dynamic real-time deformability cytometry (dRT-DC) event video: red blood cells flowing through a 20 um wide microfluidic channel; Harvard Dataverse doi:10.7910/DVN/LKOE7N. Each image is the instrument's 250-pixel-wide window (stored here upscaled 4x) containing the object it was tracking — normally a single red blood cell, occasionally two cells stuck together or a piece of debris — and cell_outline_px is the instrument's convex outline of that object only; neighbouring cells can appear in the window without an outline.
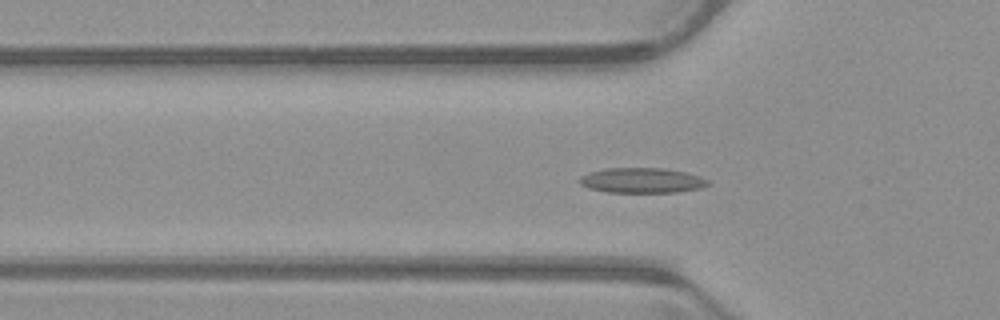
{"species": "common noctule bat (a hibernating species)", "species_latin": "Nyctalus noctula", "temperature_condition": "warm", "stored_images_in_passage": 53, "camera_frame_rate_fps": 3000, "um_per_image_px": 0.085, "animal": {"sex": "male", "body_mass_g": 23.1, "forearm_length_mm": 52.7}, "frame": {"image": 1, "passage_image": 17, "time_ms": 5.333, "image_size_px": [1000, 320], "cell_outline_px": [[712, 184], [700, 188], [676, 192], [608, 192], [588, 188], [580, 184], [576, 180], [580, 176], [588, 172], [604, 168], [664, 168], [684, 172], [700, 176], [708, 180]], "centroid_in_image_um": [54.52, 15.33], "position_along_channel_um": 71.3, "area_um2": 18.96}}
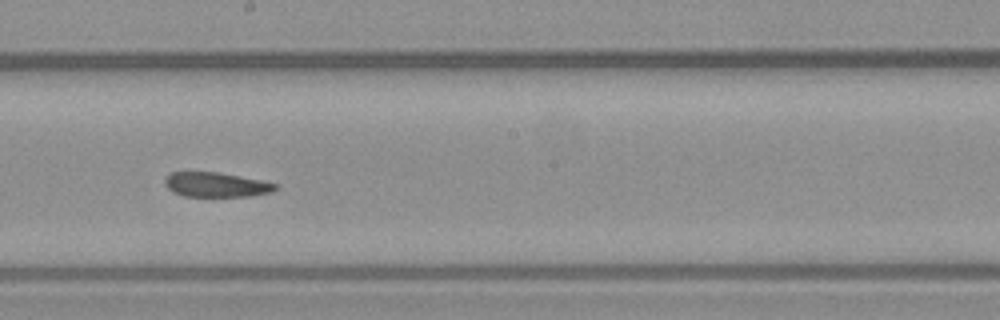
{"frame": {"image": 2, "passage_image": 29, "time_ms": 9.333, "image_size_px": [1000, 320], "cell_outline_px": [[280, 184], [272, 192], [252, 196], [184, 196], [172, 192], [164, 184], [164, 176], [172, 172], [220, 172]], "centroid_in_image_um": [18.36, 15.69], "position_along_channel_um": 229.8, "area_um2": 16.01}}
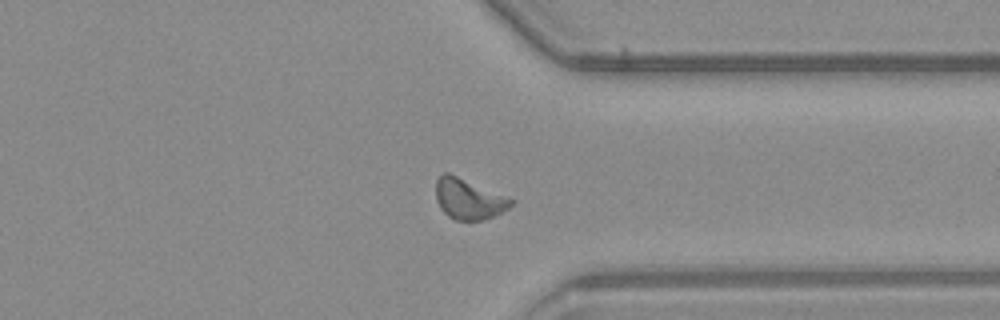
{"frame": {"image": 3, "passage_image": 40, "time_ms": 13.0, "image_size_px": [1000, 320], "cell_outline_px": [[516, 200], [508, 208], [492, 216], [480, 220], [456, 220], [448, 216], [440, 208], [436, 200], [436, 180], [444, 172], [448, 172]], "centroid_in_image_um": [39.81, 16.9], "position_along_channel_um": 371.6, "area_um2": 17.57}, "authors_computed_cell_mechanics": {"area_um2": 17.5134, "velocity_mm_per_s": 3.94, "shape_relaxation_time_tau1_ms": null, "shape_relaxation_time_tau2_ms": 5.2428, "deformation_change_tau1": null, "deformation_change_tau2": 0.1116}}